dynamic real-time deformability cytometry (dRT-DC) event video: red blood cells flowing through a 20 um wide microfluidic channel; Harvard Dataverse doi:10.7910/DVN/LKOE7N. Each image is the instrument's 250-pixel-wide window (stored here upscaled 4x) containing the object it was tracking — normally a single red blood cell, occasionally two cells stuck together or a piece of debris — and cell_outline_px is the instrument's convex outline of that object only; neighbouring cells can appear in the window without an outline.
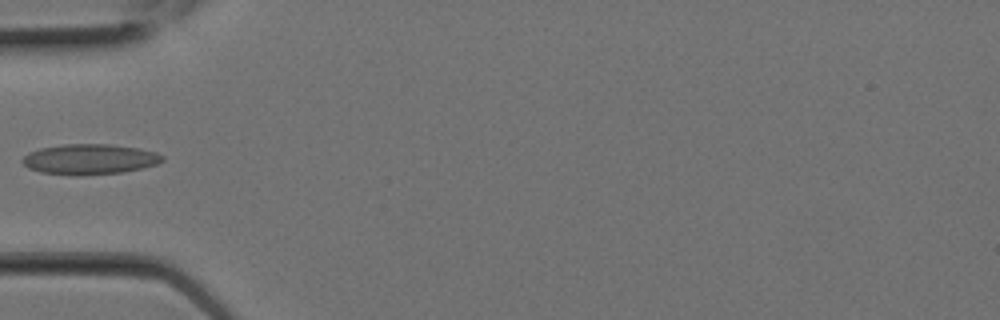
{"species": "Egyptian fruit bat (a non-hibernating species)", "species_latin": "Rousettus aegyptiacus", "temperature_condition": "room temperature", "stored_images_in_passage": 9, "camera_frame_rate_fps": 3000, "um_per_image_px": 0.085, "animal": {"sex": "female"}, "frame": {"image": 1, "passage_image": 7, "time_ms": 2.0, "image_size_px": [1000, 320], "cell_outline_px": [[164, 160], [156, 164], [144, 168], [124, 172], [80, 176], [76, 176], [40, 172], [28, 168], [20, 160], [28, 152], [40, 148], [64, 144], [112, 144], [140, 148], [156, 152], [164, 156]], "centroid_in_image_um": [7.63, 13.54], "position_along_channel_um": 77.4, "area_um2": 25.14}}
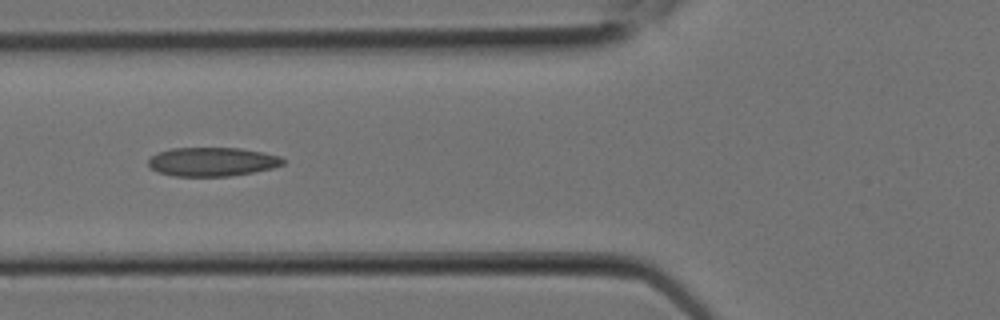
{"frame": {"image": 2, "passage_image": 8, "time_ms": 2.333, "image_size_px": [1000, 320], "cell_outline_px": [[284, 164], [272, 168], [252, 172], [228, 176], [172, 176], [160, 172], [152, 168], [148, 164], [148, 160], [156, 152], [172, 148], [240, 148], [264, 152], [280, 156], [284, 160]], "centroid_in_image_um": [18.04, 13.74], "position_along_channel_um": 107.8, "area_um2": 22.6}}
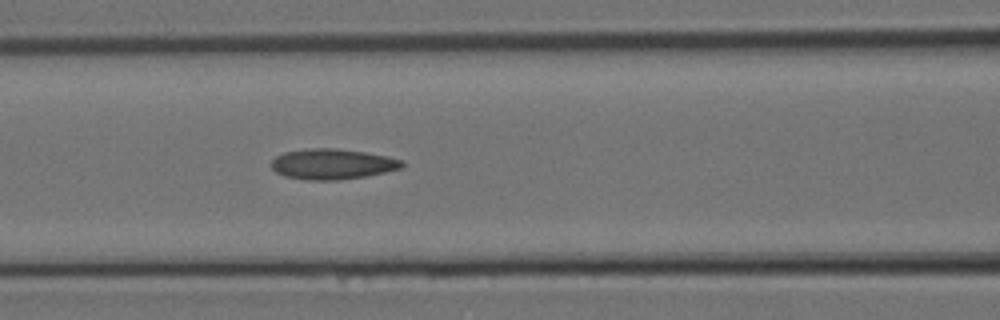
{"frame": {"image": 3, "passage_image": 9, "time_ms": 2.667, "image_size_px": [1000, 320], "cell_outline_px": [[404, 164], [400, 168], [368, 176], [336, 180], [308, 180], [284, 176], [276, 172], [272, 168], [272, 160], [276, 156], [284, 152], [308, 148], [336, 148], [364, 152], [388, 156], [404, 160]], "centroid_in_image_um": [28.25, 13.94], "position_along_channel_um": 138.3, "area_um2": 23.24}}